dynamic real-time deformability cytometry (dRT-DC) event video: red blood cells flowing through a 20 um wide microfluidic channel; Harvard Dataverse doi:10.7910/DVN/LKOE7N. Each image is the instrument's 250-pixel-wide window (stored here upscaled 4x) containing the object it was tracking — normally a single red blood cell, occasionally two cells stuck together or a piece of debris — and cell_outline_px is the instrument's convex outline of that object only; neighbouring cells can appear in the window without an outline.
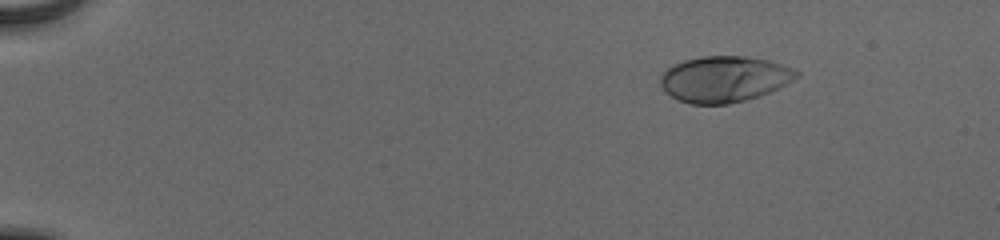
{"species": "human", "species_latin": "Homo sapiens", "temperature_condition": "cold", "stored_images_in_passage": 48, "camera_frame_rate_fps": 3000, "um_per_image_px": 0.085, "donor": {"sex": "male"}, "frame": {"image": 1, "passage_image": 1, "time_ms": 0.0, "image_size_px": [1000, 240], "cell_outline_px": [[800, 76], [760, 96], [728, 104], [692, 104], [680, 100], [664, 92], [660, 84], [660, 76], [672, 64], [684, 60], [704, 56], [744, 56], [768, 60], [792, 68], [800, 72]], "centroid_in_image_um": [61.53, 6.72], "position_along_channel_um": 23.5, "area_um2": 36.3}}
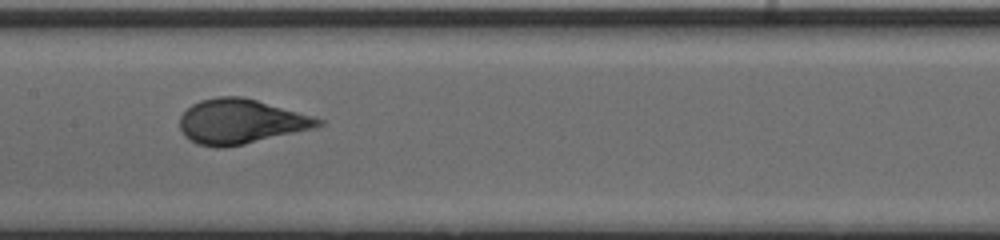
{"frame": {"image": 2, "passage_image": 23, "time_ms": 7.333, "image_size_px": [1000, 240], "cell_outline_px": [[324, 124], [316, 128], [244, 144], [224, 148], [216, 148], [196, 144], [184, 136], [180, 128], [180, 116], [192, 104], [200, 100], [216, 96], [240, 96], [256, 100], [312, 116], [324, 120]], "centroid_in_image_um": [20.44, 10.34], "position_along_channel_um": 187.0, "area_um2": 36.07}}
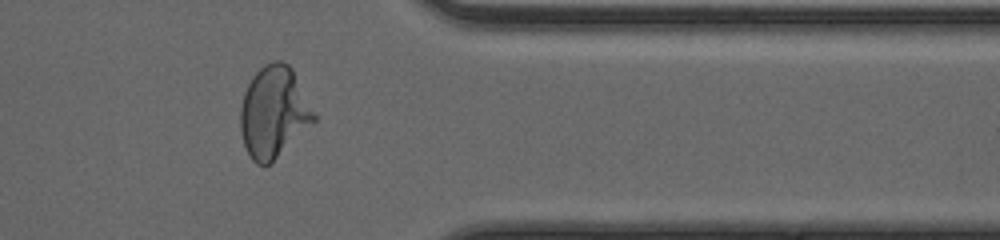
{"frame": {"image": 3, "passage_image": 39, "time_ms": 12.667, "image_size_px": [1000, 240], "cell_outline_px": [[316, 120], [264, 168], [256, 164], [252, 160], [244, 144], [240, 128], [240, 108], [244, 92], [252, 76], [264, 64], [272, 60], [280, 60], [288, 64], [292, 68], [316, 116]], "centroid_in_image_um": [23.24, 9.51], "position_along_channel_um": 388.2, "area_um2": 38.78}, "authors_computed_cell_mechanics": {"area_um2": 36.2695, "velocity_mm_per_s": 3.9052, "shape_relaxation_time_tau1_ms": 3.76, "shape_relaxation_time_tau2_ms": null, "deformation_change_tau1": 0.2155, "deformation_change_tau2": null}}